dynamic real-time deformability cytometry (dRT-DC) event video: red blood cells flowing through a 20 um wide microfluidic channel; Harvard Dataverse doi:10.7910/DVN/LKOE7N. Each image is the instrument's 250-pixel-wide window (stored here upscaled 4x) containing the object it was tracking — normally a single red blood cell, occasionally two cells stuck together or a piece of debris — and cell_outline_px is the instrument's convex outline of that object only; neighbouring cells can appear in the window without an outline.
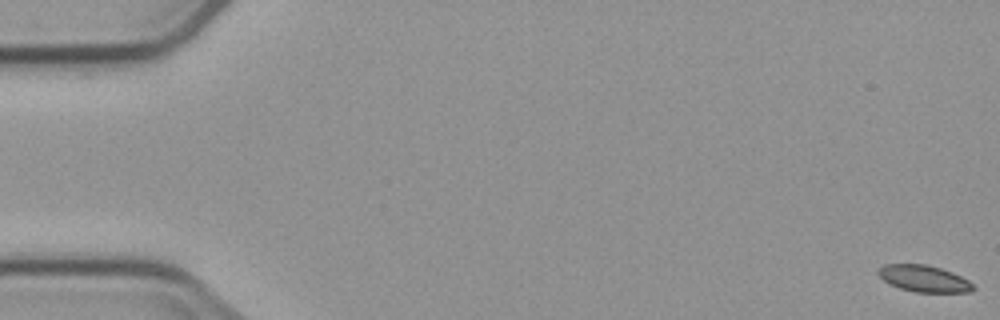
{"species": "common noctule bat (a hibernating species)", "species_latin": "Nyctalus noctula", "temperature_condition": "cold", "stored_images_in_passage": 6, "camera_frame_rate_fps": 3000, "um_per_image_px": 0.085, "animal": {"sex": "male", "body_mass_g": 23.1, "forearm_length_mm": 52.7}, "frame": {"image": 1, "passage_image": 1, "time_ms": 0.0, "image_size_px": [1000, 320], "cell_outline_px": [[976, 288], [972, 292], [916, 292], [900, 288], [888, 284], [876, 272], [884, 264], [924, 264], [940, 268], [952, 272], [968, 280]], "centroid_in_image_um": [78.53, 23.68], "position_along_channel_um": 6.5, "area_um2": 14.68}}